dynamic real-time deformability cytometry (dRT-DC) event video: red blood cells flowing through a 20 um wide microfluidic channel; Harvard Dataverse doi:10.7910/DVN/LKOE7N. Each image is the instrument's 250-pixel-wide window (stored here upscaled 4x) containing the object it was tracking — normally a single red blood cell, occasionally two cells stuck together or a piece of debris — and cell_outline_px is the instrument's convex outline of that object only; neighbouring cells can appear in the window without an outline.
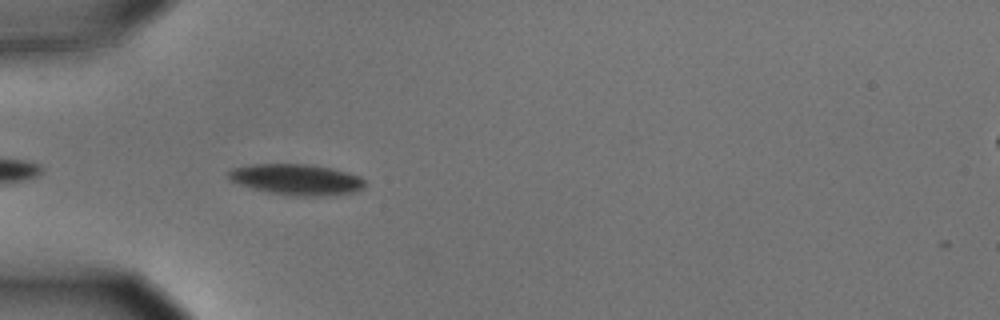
{"species": "common noctule bat (a hibernating species)", "species_latin": "Nyctalus noctula", "temperature_condition": "cold", "stored_images_in_passage": 7, "camera_frame_rate_fps": 3000, "um_per_image_px": 0.085, "animal": {"sex": "male", "body_mass_g": 15.6}, "frame": {"image": 1, "passage_image": 3, "time_ms": 0.667, "image_size_px": [1000, 320], "cell_outline_px": [[364, 184], [356, 192], [336, 196], [296, 196], [268, 192], [252, 188], [228, 180], [228, 172], [232, 168], [252, 164], [308, 164], [332, 168], [360, 176], [364, 180]], "centroid_in_image_um": [25.21, 15.26], "position_along_channel_um": 59.8, "area_um2": 24.68}}